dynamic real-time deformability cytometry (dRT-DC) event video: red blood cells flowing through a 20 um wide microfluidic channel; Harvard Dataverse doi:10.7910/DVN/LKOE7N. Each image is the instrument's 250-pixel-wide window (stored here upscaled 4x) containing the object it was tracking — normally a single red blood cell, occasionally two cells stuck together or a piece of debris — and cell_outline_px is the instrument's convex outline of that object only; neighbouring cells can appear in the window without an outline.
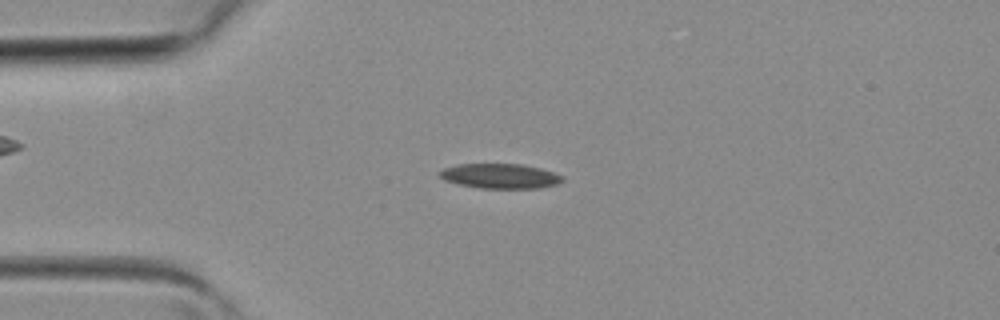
{"species": "common noctule bat (a hibernating species)", "species_latin": "Nyctalus noctula", "temperature_condition": "room temperature", "stored_images_in_passage": 38, "camera_frame_rate_fps": 3000, "um_per_image_px": 0.085, "animal": {"sex": "female", "body_mass_g": 19.3, "forearm_length_mm": 54.1}, "frame": {"image": 1, "passage_image": 7, "time_ms": 2.0, "image_size_px": [1000, 320], "cell_outline_px": [[564, 180], [556, 184], [540, 188], [480, 188], [460, 184], [444, 180], [436, 172], [444, 168], [456, 164], [520, 164], [540, 168], [564, 176]], "centroid_in_image_um": [42.49, 14.96], "position_along_channel_um": 42.5, "area_um2": 17.74}}
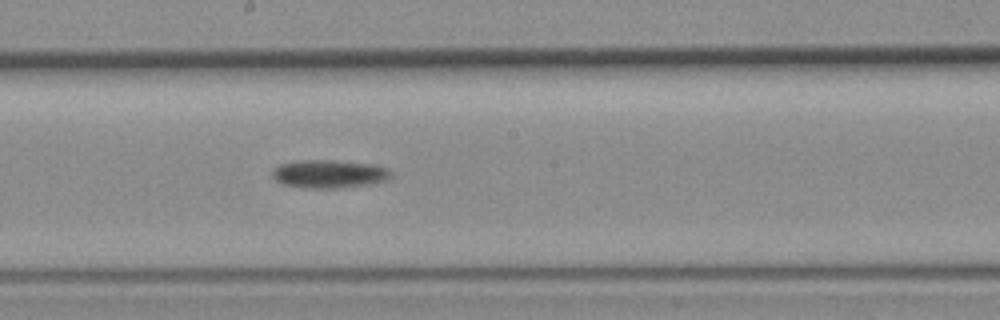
{"frame": {"image": 2, "passage_image": 19, "time_ms": 6.0, "image_size_px": [1000, 320], "cell_outline_px": [[392, 176], [388, 180], [372, 184], [336, 188], [304, 188], [284, 184], [276, 180], [272, 176], [272, 172], [280, 164], [300, 160], [332, 160], [376, 164], [388, 168], [392, 172]], "centroid_in_image_um": [28.04, 14.78], "position_along_channel_um": 220.2, "area_um2": 19.65}}
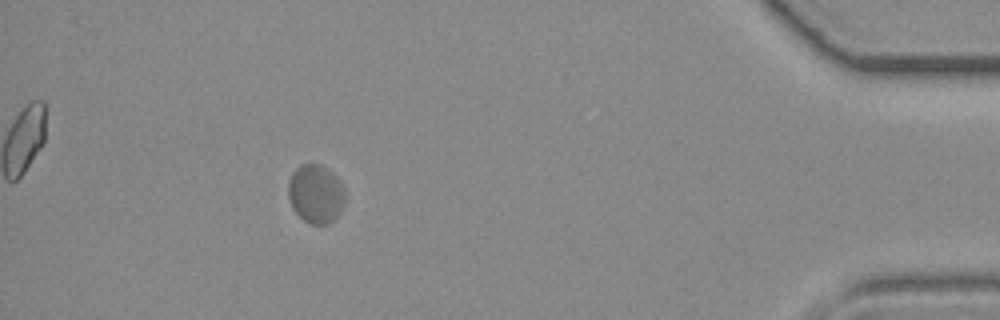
{"frame": {"image": 3, "passage_image": 34, "time_ms": 11.0, "image_size_px": [1000, 320], "cell_outline_px": [[344, 204], [336, 220], [328, 224], [312, 224], [304, 220], [292, 208], [288, 196], [288, 180], [292, 172], [300, 164], [320, 164], [328, 168], [344, 184]], "centroid_in_image_um": [26.85, 16.47], "position_along_channel_um": 408.3, "area_um2": 19.77}}